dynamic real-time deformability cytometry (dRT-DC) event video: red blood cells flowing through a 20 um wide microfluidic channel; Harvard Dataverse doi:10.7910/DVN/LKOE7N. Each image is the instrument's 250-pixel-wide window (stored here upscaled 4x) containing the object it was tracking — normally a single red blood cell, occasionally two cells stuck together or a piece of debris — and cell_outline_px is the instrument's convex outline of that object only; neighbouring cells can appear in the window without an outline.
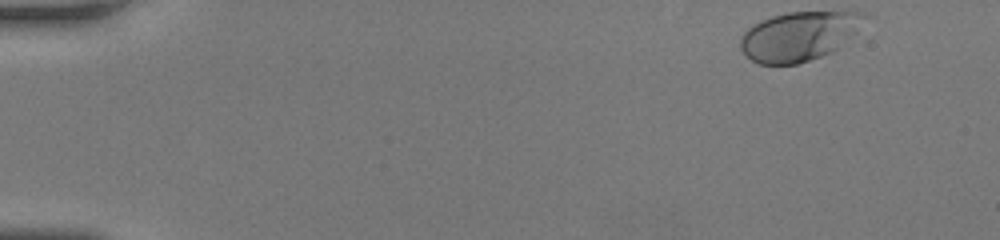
{"species": "human", "species_latin": "Homo sapiens", "temperature_condition": "room temperature", "stored_images_in_passage": 47, "camera_frame_rate_fps": 3000, "um_per_image_px": 0.085, "donor": {"sex": "female"}, "frame": {"image": 1, "passage_image": 1, "time_ms": 0.0, "image_size_px": [1000, 240], "cell_outline_px": [[868, 16], [856, 32], [832, 52], [796, 64], [760, 64], [752, 60], [740, 48], [740, 36], [752, 24], [760, 20], [772, 16], [788, 12], [864, 12]], "centroid_in_image_um": [67.89, 3.06], "position_along_channel_um": 17.1, "area_um2": 35.32}}
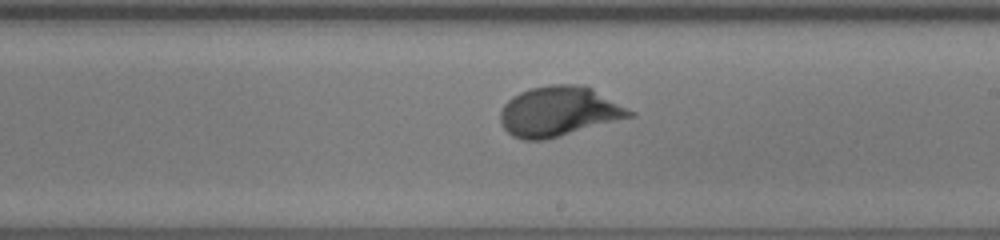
{"frame": {"image": 2, "passage_image": 27, "time_ms": 8.667, "image_size_px": [1000, 240], "cell_outline_px": [[636, 116], [560, 136], [544, 140], [524, 140], [512, 136], [500, 124], [500, 112], [504, 104], [512, 96], [520, 92], [532, 88], [552, 84], [584, 84], [592, 88], [636, 112]], "centroid_in_image_um": [47.53, 9.47], "position_along_channel_um": 241.5, "area_um2": 37.86}}
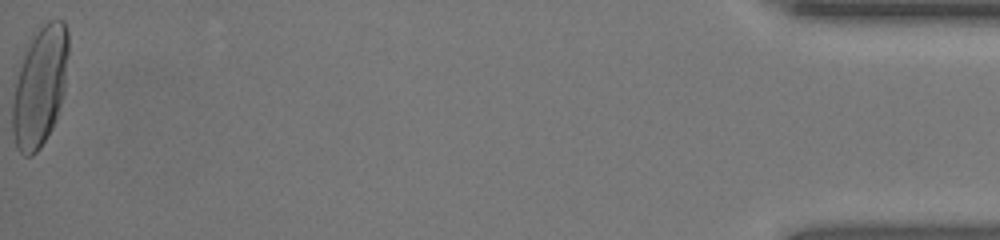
{"frame": {"image": 3, "passage_image": 47, "time_ms": 15.333, "image_size_px": [1000, 240], "cell_outline_px": [[68, 56], [64, 92], [56, 120], [52, 128], [40, 148], [32, 156], [24, 156], [16, 148], [12, 132], [12, 100], [20, 68], [24, 56], [32, 40], [40, 28], [48, 20], [64, 20], [68, 32]], "centroid_in_image_um": [3.41, 7.41], "position_along_channel_um": 431.8, "area_um2": 38.61}, "authors_computed_cell_mechanics": {"area_um2": 35.3736, "velocity_mm_per_s": 4.2289, "shape_relaxation_time_tau1_ms": 2.5956, "shape_relaxation_time_tau2_ms": null, "deformation_change_tau1": 0.1639, "deformation_change_tau2": null}}